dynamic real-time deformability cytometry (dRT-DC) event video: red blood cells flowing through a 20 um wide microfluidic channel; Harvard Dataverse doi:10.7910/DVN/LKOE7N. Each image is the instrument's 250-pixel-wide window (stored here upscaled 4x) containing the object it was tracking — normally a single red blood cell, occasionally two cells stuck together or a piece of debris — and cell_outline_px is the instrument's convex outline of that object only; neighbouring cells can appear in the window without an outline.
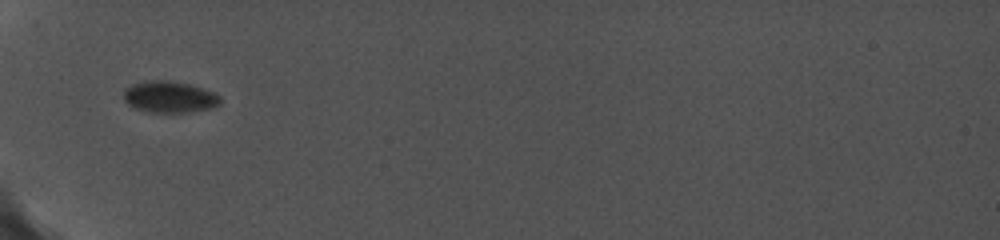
{"species": "common noctule bat (a hibernating species)", "species_latin": "Nyctalus noctula", "temperature_condition": "cold", "stored_images_in_passage": 21, "camera_frame_rate_fps": 5000, "um_per_image_px": 0.085, "animal": {"sex": "female", "body_mass_g": 19.0, "forearm_length_mm": 56.7}, "frame": {"image": 1, "passage_image": 1, "time_ms": 0.0, "image_size_px": [1000, 240], "cell_outline_px": [[220, 104], [212, 108], [184, 112], [148, 112], [136, 108], [128, 104], [124, 100], [124, 88], [132, 84], [148, 80], [168, 80], [188, 84], [204, 88], [220, 96]], "centroid_in_image_um": [14.39, 8.23], "position_along_channel_um": 70.6, "area_um2": 17.69}}